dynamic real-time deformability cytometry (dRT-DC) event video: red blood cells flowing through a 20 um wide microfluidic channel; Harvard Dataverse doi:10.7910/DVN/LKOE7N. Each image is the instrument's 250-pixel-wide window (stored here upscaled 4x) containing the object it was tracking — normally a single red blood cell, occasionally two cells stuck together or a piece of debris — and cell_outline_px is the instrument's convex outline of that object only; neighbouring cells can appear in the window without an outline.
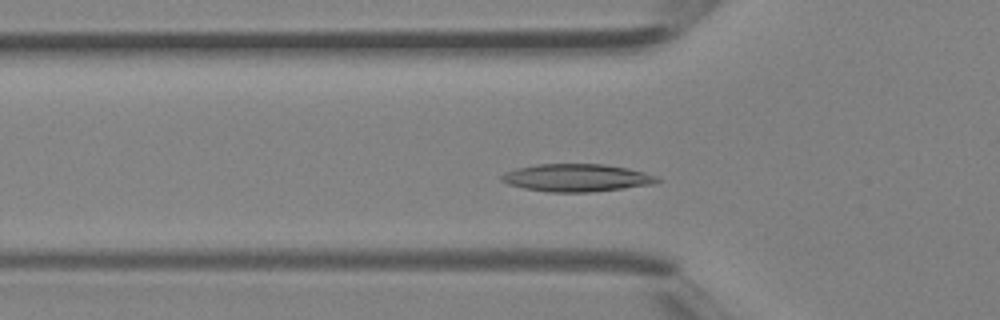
{"species": "Egyptian fruit bat (a non-hibernating species)", "species_latin": "Rousettus aegyptiacus", "temperature_condition": "room temperature", "stored_images_in_passage": 35, "camera_frame_rate_fps": 3000, "um_per_image_px": 0.085, "animal": {"sex": "female"}, "frame": {"image": 1, "passage_image": 8, "time_ms": 2.333, "image_size_px": [1000, 320], "cell_outline_px": [[660, 180], [652, 184], [624, 188], [592, 192], [548, 192], [524, 188], [508, 184], [500, 180], [500, 176], [504, 172], [516, 168], [536, 164], [604, 164], [628, 168], [644, 172], [656, 176]], "centroid_in_image_um": [48.97, 15.11], "position_along_channel_um": 76.8, "area_um2": 25.09}}
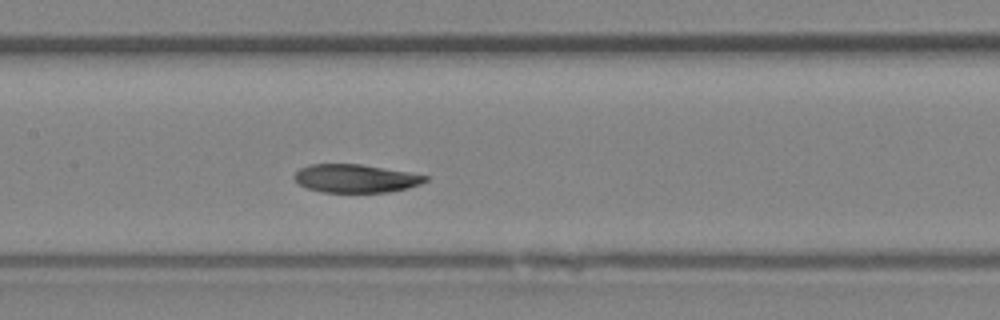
{"frame": {"image": 2, "passage_image": 14, "time_ms": 4.333, "image_size_px": [1000, 320], "cell_outline_px": [[428, 180], [420, 184], [408, 188], [388, 192], [320, 192], [308, 188], [300, 184], [292, 176], [300, 168], [308, 164], [360, 164], [408, 172], [428, 176]], "centroid_in_image_um": [30.21, 15.16], "position_along_channel_um": 177.2, "area_um2": 21.5}}
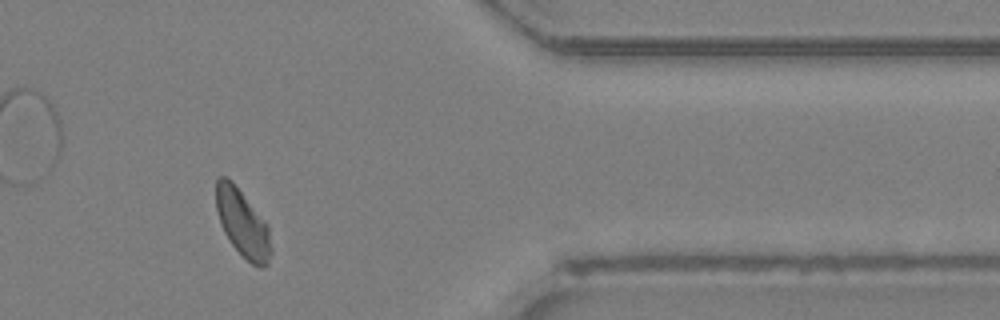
{"frame": {"image": 3, "passage_image": 28, "time_ms": 9.0, "image_size_px": [1000, 320], "cell_outline_px": [[272, 252], [268, 264], [264, 268], [256, 268], [232, 244], [224, 232], [216, 208], [216, 180], [220, 176], [224, 176], [232, 180], [268, 224], [272, 248]], "centroid_in_image_um": [20.65, 18.99], "position_along_channel_um": 390.7, "area_um2": 21.62}}